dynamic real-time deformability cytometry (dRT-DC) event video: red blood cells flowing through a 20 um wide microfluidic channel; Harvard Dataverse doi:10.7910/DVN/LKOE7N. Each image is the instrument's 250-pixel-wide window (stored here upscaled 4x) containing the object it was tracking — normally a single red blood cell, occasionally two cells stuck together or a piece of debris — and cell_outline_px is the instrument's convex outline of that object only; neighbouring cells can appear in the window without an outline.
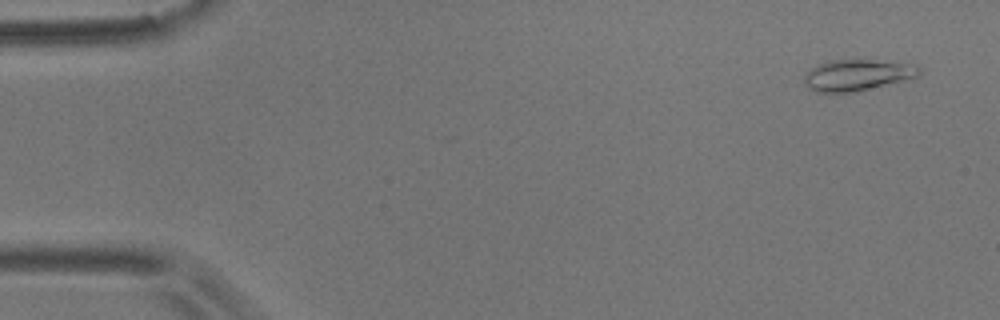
{"species": "common noctule bat (a hibernating species)", "species_latin": "Nyctalus noctula", "temperature_condition": "room temperature", "stored_images_in_passage": 8, "camera_frame_rate_fps": 3000, "um_per_image_px": 0.085, "animal": {"sex": "male", "body_mass_g": 17.9}, "frame": {"image": 1, "passage_image": 1, "time_ms": 0.0, "image_size_px": [1000, 320], "cell_outline_px": [[920, 72], [916, 76], [904, 80], [852, 92], [816, 92], [808, 88], [804, 80], [804, 76], [812, 68], [828, 60], [876, 60], [920, 64]], "centroid_in_image_um": [72.89, 6.36], "position_along_channel_um": 12.1, "area_um2": 20.69}}
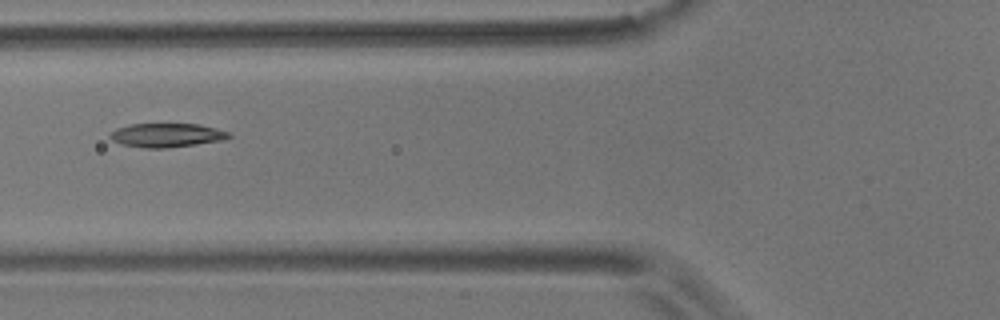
{"frame": {"image": 2, "passage_image": 6, "time_ms": 6.0, "image_size_px": [1000, 320], "cell_outline_px": [[232, 136], [224, 140], [196, 144], [164, 148], [144, 148], [120, 144], [112, 140], [108, 136], [116, 128], [128, 124], [200, 124], [232, 132]], "centroid_in_image_um": [14.19, 11.49], "position_along_channel_um": 111.6, "area_um2": 16.7}}
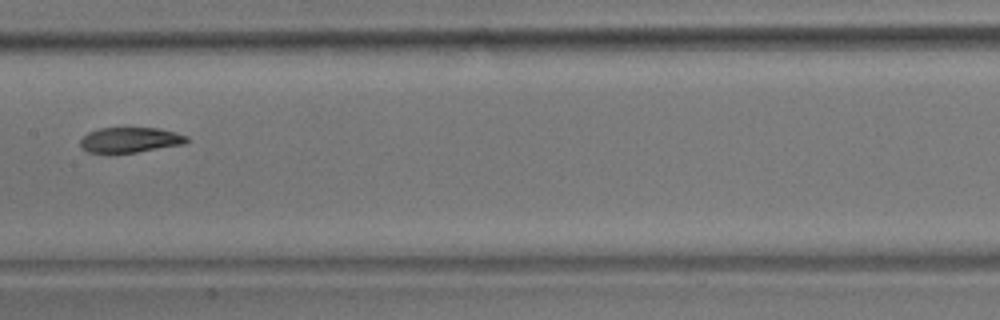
{"frame": {"image": 3, "passage_image": 8, "time_ms": 8.333, "image_size_px": [1000, 320], "cell_outline_px": [[188, 140], [184, 144], [112, 156], [108, 156], [88, 152], [80, 148], [80, 140], [88, 132], [100, 128], [160, 128], [176, 132], [188, 136]], "centroid_in_image_um": [10.99, 11.93], "position_along_channel_um": 196.4, "area_um2": 16.3}}